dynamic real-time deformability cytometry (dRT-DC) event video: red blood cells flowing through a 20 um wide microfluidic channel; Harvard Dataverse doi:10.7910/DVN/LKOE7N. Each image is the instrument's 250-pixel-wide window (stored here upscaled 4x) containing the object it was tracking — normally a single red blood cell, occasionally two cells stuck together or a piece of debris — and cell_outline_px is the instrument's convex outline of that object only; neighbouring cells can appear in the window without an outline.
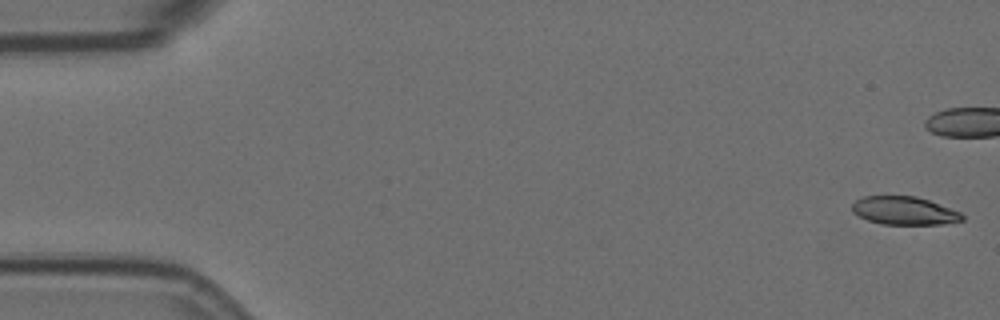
{"species": "Egyptian fruit bat (a non-hibernating species)", "species_latin": "Rousettus aegyptiacus", "temperature_condition": "room temperature", "stored_images_in_passage": 16, "camera_frame_rate_fps": 3000, "um_per_image_px": 0.085, "animal": {"sex": "female"}, "frame": {"image": 1, "passage_image": 1, "time_ms": 0.0, "image_size_px": [1000, 320], "cell_outline_px": [[964, 220], [944, 224], [880, 224], [868, 220], [852, 212], [852, 204], [856, 200], [864, 196], [916, 196], [928, 200], [960, 212], [964, 216]], "centroid_in_image_um": [76.85, 17.91], "position_along_channel_um": 8.1, "area_um2": 17.98}}